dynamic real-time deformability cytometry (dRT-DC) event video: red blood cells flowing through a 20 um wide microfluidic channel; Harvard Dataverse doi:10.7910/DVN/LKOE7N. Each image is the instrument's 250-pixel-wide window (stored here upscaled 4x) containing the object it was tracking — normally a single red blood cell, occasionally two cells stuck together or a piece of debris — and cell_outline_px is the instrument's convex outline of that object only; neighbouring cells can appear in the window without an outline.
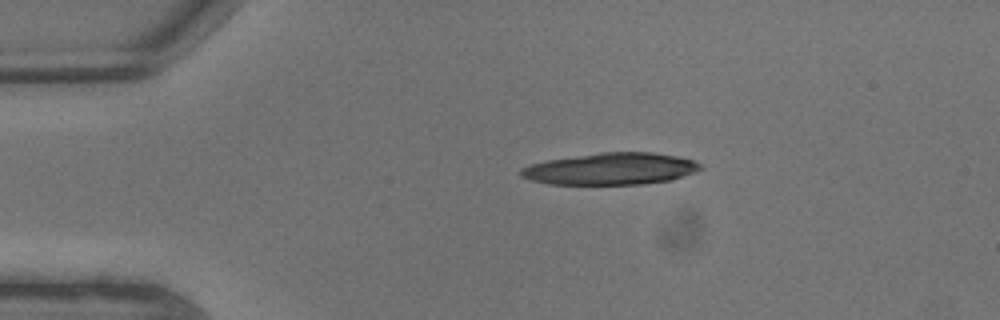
{"species": "common noctule bat (a hibernating species)", "species_latin": "Nyctalus noctula", "temperature_condition": "warm", "stored_images_in_passage": 4, "camera_frame_rate_fps": 3000, "um_per_image_px": 0.085, "animal": {"sex": "male", "body_mass_g": 13.3}, "frame": {"image": 1, "passage_image": 1, "time_ms": 0.0, "image_size_px": [1000, 320], "cell_outline_px": [[704, 168], [672, 180], [644, 184], [548, 184], [532, 180], [520, 176], [520, 168], [532, 164], [548, 160], [600, 152], [652, 152], [676, 156], [692, 160], [700, 164]], "centroid_in_image_um": [51.92, 14.35], "position_along_channel_um": 33.1, "area_um2": 33.18}}